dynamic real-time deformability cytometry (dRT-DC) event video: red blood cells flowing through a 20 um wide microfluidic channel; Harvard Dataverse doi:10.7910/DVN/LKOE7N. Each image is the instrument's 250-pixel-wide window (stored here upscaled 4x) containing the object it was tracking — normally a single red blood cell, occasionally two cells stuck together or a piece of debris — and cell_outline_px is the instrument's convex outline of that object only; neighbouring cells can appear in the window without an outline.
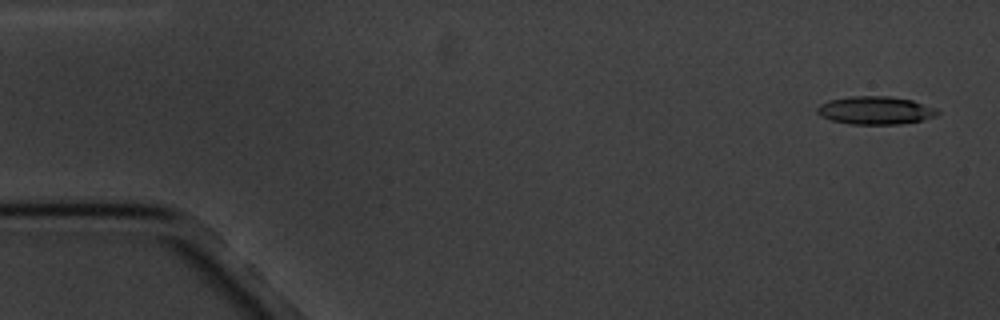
{"species": "common noctule bat (a hibernating species)", "species_latin": "Nyctalus noctula", "temperature_condition": "cold", "stored_images_in_passage": 5, "camera_frame_rate_fps": 3000, "um_per_image_px": 0.085, "animal": {"sex": "male", "body_mass_g": 20.1, "forearm_length_mm": 53.5}, "frame": {"image": 1, "passage_image": 1, "time_ms": 0.0, "image_size_px": [1000, 320], "cell_outline_px": [[940, 112], [936, 116], [920, 120], [900, 124], [852, 124], [832, 120], [820, 116], [816, 112], [816, 108], [820, 104], [828, 100], [848, 96], [888, 96], [912, 100], [936, 108]], "centroid_in_image_um": [74.38, 9.37], "position_along_channel_um": 10.6, "area_um2": 19.65}}
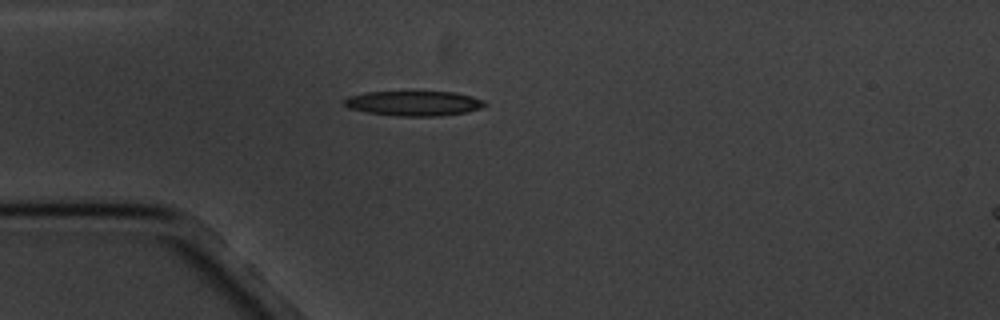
{"frame": {"image": 2, "passage_image": 4, "time_ms": 4.333, "image_size_px": [1000, 320], "cell_outline_px": [[488, 104], [480, 108], [468, 112], [440, 116], [396, 116], [364, 112], [348, 108], [340, 100], [348, 96], [368, 92], [456, 92], [472, 96], [484, 100]], "centroid_in_image_um": [35.16, 8.79], "position_along_channel_um": 49.8, "area_um2": 20.63}}